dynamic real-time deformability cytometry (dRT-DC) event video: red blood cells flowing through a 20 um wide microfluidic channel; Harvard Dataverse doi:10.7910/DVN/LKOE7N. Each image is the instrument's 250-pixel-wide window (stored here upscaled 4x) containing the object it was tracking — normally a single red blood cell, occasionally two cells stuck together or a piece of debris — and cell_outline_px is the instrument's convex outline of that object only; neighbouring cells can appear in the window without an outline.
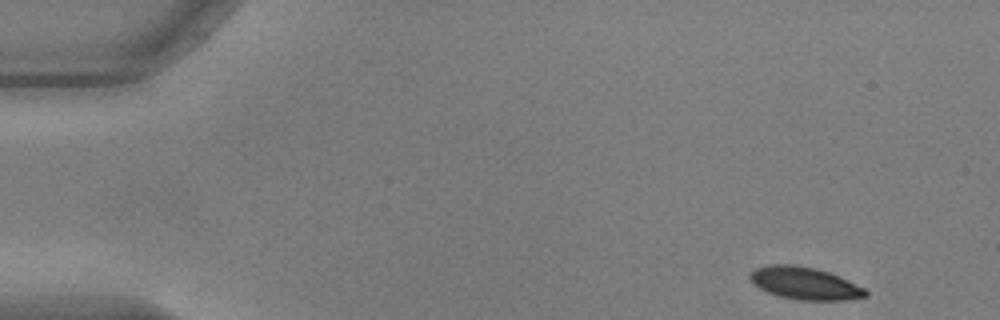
{"species": "common noctule bat (a hibernating species)", "species_latin": "Nyctalus noctula", "temperature_condition": "warm", "stored_images_in_passage": 51, "camera_frame_rate_fps": 3000, "um_per_image_px": 0.085, "animal": {"sex": "male", "body_mass_g": 17.9, "forearm_length_mm": 54.2}, "frame": {"image": 1, "passage_image": 1, "time_ms": 0.0, "image_size_px": [1000, 320], "cell_outline_px": [[868, 296], [844, 300], [800, 300], [780, 296], [768, 292], [760, 288], [748, 276], [752, 268], [768, 264], [796, 264], [816, 268], [840, 276], [864, 288], [868, 292]], "centroid_in_image_um": [68.39, 24.06], "position_along_channel_um": 16.6, "area_um2": 21.91}}
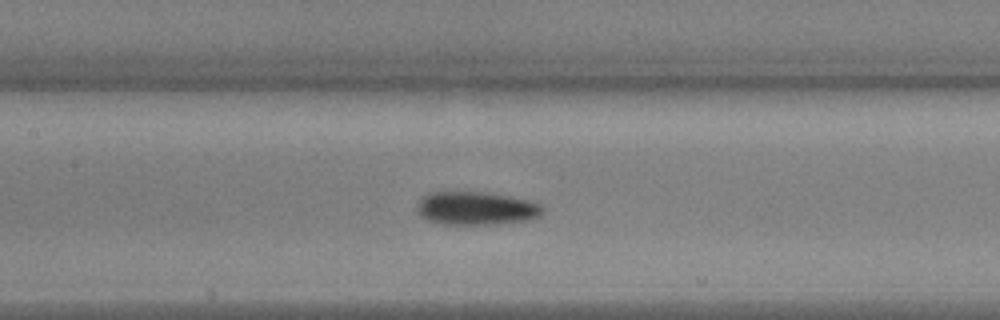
{"frame": {"image": 2, "passage_image": 22, "time_ms": 7.0, "image_size_px": [1000, 320], "cell_outline_px": [[544, 212], [540, 216], [532, 220], [496, 224], [440, 224], [428, 220], [420, 216], [416, 212], [416, 208], [420, 196], [428, 192], [488, 192], [512, 196], [532, 200], [540, 204], [544, 208]], "centroid_in_image_um": [40.49, 17.7], "position_along_channel_um": 166.9, "area_um2": 25.03}}
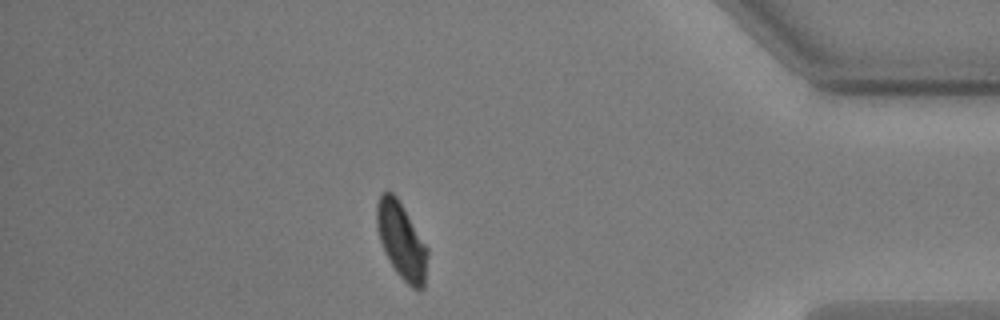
{"frame": {"image": 3, "passage_image": 44, "time_ms": 14.333, "image_size_px": [1000, 320], "cell_outline_px": [[428, 256], [424, 288], [420, 292], [412, 288], [396, 272], [380, 240], [376, 224], [376, 204], [380, 192], [392, 192], [396, 196], [404, 208], [428, 248]], "centroid_in_image_um": [34.14, 20.46], "position_along_channel_um": 401.1, "area_um2": 22.48}, "authors_computed_cell_mechanics": {"area_um2": 22.9466, "velocity_mm_per_s": 3.6855, "shape_relaxation_time_tau1_ms": null, "shape_relaxation_time_tau2_ms": 2.7384, "deformation_change_tau1": null, "deformation_change_tau2": 0.0583}}